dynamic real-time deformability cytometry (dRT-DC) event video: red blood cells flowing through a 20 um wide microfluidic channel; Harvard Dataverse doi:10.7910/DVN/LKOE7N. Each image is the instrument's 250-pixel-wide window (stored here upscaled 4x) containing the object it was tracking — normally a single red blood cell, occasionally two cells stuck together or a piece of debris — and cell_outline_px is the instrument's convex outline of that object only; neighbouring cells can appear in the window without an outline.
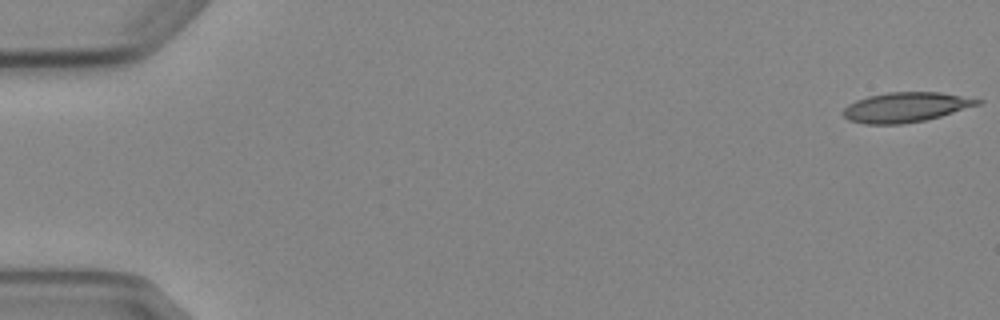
{"species": "Egyptian fruit bat (a non-hibernating species)", "species_latin": "Rousettus aegyptiacus", "temperature_condition": "cold", "stored_images_in_passage": 6, "camera_frame_rate_fps": 3000, "um_per_image_px": 0.085, "animal": {"sex": "female"}, "frame": {"image": 1, "passage_image": 1, "time_ms": 0.0, "image_size_px": [1000, 320], "cell_outline_px": [[984, 100], [980, 104], [940, 116], [924, 120], [900, 124], [864, 124], [848, 120], [844, 116], [844, 108], [848, 104], [856, 100], [868, 96], [888, 92], [940, 92]], "centroid_in_image_um": [76.97, 9.11], "position_along_channel_um": 8.0, "area_um2": 23.18}}